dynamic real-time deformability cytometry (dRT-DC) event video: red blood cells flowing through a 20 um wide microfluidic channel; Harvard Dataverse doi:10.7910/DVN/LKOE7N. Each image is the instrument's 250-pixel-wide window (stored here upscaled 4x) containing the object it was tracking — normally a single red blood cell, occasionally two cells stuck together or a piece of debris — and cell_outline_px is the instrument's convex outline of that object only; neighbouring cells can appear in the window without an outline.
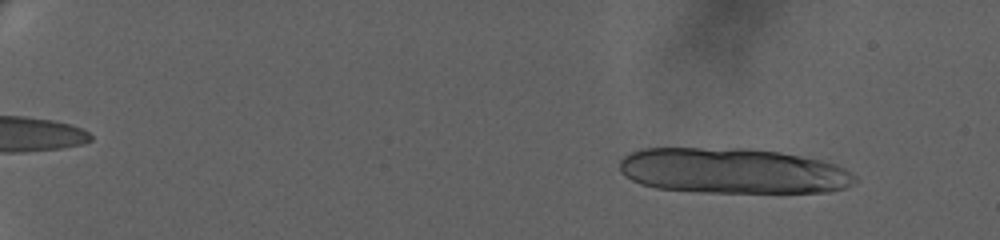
{"species": "human", "species_latin": "Homo sapiens", "temperature_condition": "warm", "stored_images_in_passage": 25, "camera_frame_rate_fps": 3000, "um_per_image_px": 0.085, "donor": {"sex": "female"}, "frame": {"image": 1, "passage_image": 7, "time_ms": 2.0, "image_size_px": [1000, 240], "cell_outline_px": [[860, 180], [844, 188], [828, 192], [700, 192], [656, 188], [640, 184], [624, 176], [620, 172], [620, 160], [624, 156], [640, 148], [748, 148], [780, 152], [820, 160], [836, 164], [852, 172]], "centroid_in_image_um": [62.29, 14.52], "position_along_channel_um": 22.7, "area_um2": 62.83}}